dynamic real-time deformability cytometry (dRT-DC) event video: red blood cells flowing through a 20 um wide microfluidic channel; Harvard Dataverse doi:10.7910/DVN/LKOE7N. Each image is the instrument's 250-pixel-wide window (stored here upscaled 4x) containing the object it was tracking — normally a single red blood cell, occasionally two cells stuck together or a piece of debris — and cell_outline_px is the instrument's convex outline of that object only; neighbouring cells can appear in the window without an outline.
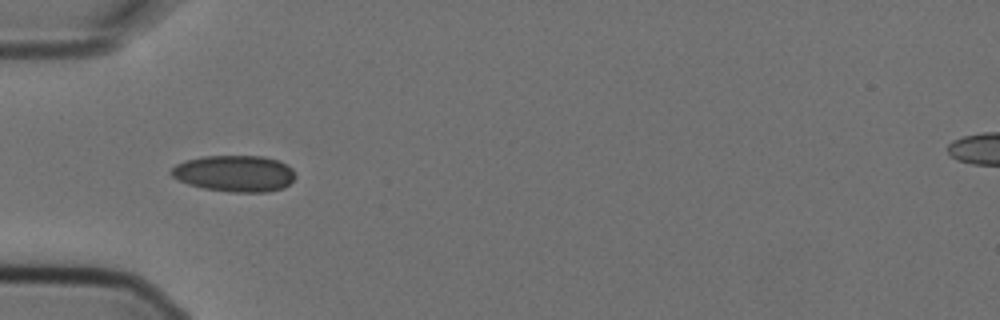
{"species": "Egyptian fruit bat (a non-hibernating species)", "species_latin": "Rousettus aegyptiacus", "temperature_condition": "cold", "stored_images_in_passage": 4, "camera_frame_rate_fps": 3000, "um_per_image_px": 0.085, "animal": {"sex": "female"}, "frame": {"image": 1, "passage_image": 4, "time_ms": 1.0, "image_size_px": [1000, 320], "cell_outline_px": [[296, 176], [284, 188], [268, 192], [232, 192], [204, 188], [188, 184], [172, 176], [168, 172], [176, 164], [184, 160], [204, 156], [264, 156], [276, 160], [292, 168]], "centroid_in_image_um": [19.93, 14.74], "position_along_channel_um": 65.1, "area_um2": 26.3}}